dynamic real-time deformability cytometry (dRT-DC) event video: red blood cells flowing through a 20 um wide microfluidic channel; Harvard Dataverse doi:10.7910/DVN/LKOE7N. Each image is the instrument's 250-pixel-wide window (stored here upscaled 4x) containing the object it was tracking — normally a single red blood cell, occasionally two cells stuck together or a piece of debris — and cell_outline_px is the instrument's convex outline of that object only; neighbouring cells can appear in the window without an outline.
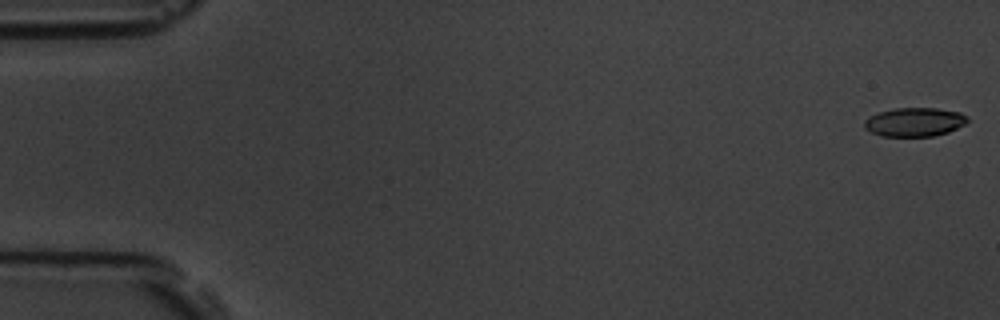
{"species": "common noctule bat (a hibernating species)", "species_latin": "Nyctalus noctula", "temperature_condition": "room temperature", "stored_images_in_passage": 3, "camera_frame_rate_fps": 3000, "um_per_image_px": 0.085, "animal": {"sex": "male", "body_mass_g": 19.5, "forearm_length_mm": 54.6}, "frame": {"image": 1, "passage_image": 1, "time_ms": 0.0, "image_size_px": [1000, 320], "cell_outline_px": [[968, 120], [964, 124], [948, 132], [932, 136], [884, 136], [872, 132], [864, 128], [864, 120], [868, 116], [880, 112], [896, 108], [936, 108], [960, 112], [968, 116]], "centroid_in_image_um": [77.73, 10.36], "position_along_channel_um": 7.3, "area_um2": 17.22}}